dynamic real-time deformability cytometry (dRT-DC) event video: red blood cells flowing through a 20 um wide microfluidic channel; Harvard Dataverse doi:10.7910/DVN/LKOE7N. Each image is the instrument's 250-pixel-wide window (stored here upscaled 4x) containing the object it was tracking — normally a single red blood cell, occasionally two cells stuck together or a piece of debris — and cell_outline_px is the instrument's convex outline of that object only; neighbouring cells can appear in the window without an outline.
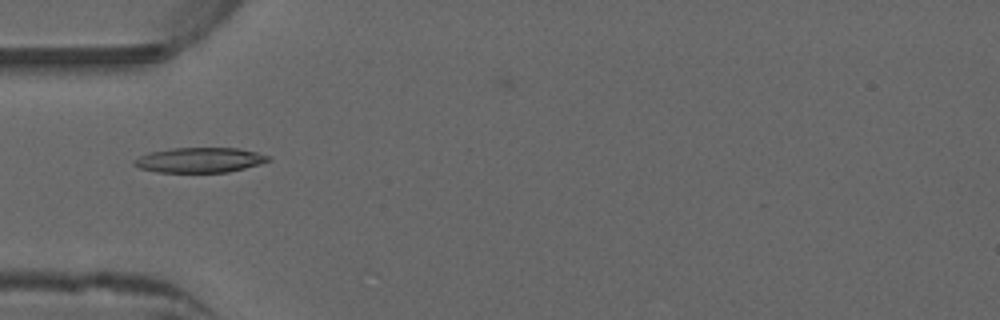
{"species": "common noctule bat (a hibernating species)", "species_latin": "Nyctalus noctula", "temperature_condition": "warm", "stored_images_in_passage": 34, "camera_frame_rate_fps": 3000, "um_per_image_px": 0.085, "animal": {"sex": "male", "forearm_length_mm": 52.5}, "frame": {"image": 1, "passage_image": 16, "time_ms": 5.0, "image_size_px": [1000, 320], "cell_outline_px": [[272, 160], [260, 164], [228, 172], [156, 172], [140, 168], [132, 164], [132, 160], [148, 152], [172, 148], [236, 148], [256, 152], [268, 156]], "centroid_in_image_um": [16.94, 13.6], "position_along_channel_um": 68.1, "area_um2": 19.54}}
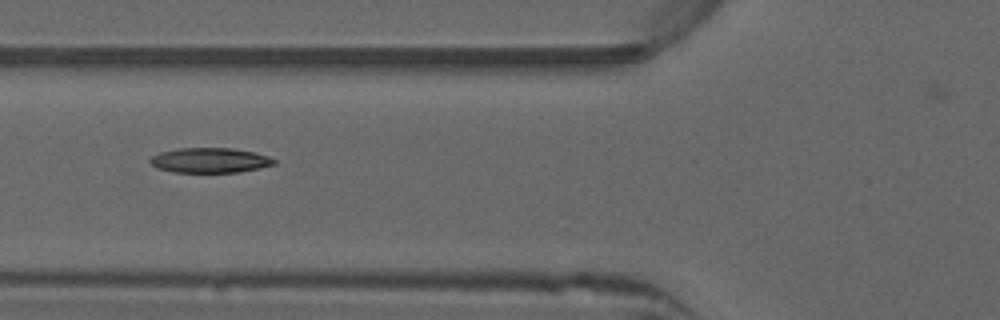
{"frame": {"image": 2, "passage_image": 19, "time_ms": 6.0, "image_size_px": [1000, 320], "cell_outline_px": [[276, 164], [260, 168], [240, 172], [172, 172], [156, 168], [148, 160], [152, 156], [160, 152], [180, 148], [232, 148], [256, 152], [268, 156], [276, 160]], "centroid_in_image_um": [17.86, 13.62], "position_along_channel_um": 107.9, "area_um2": 18.15}}
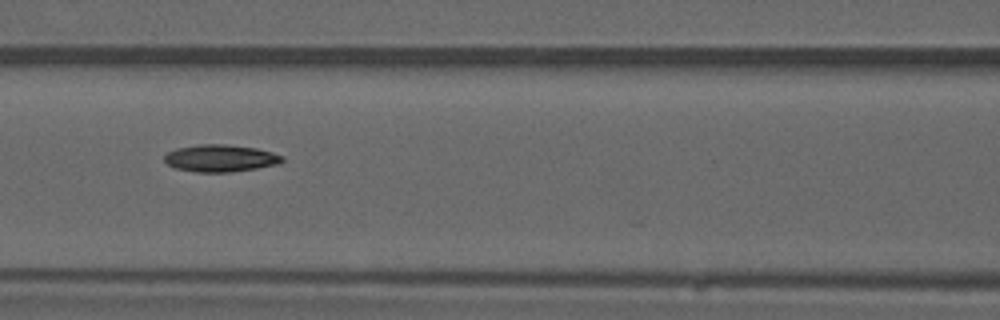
{"frame": {"image": 3, "passage_image": 22, "time_ms": 7.0, "image_size_px": [1000, 320], "cell_outline_px": [[284, 160], [280, 164], [232, 172], [196, 172], [176, 168], [168, 164], [164, 160], [164, 156], [168, 152], [176, 148], [200, 144], [224, 144], [256, 148], [272, 152], [284, 156]], "centroid_in_image_um": [18.76, 13.45], "position_along_channel_um": 147.8, "area_um2": 18.67}}